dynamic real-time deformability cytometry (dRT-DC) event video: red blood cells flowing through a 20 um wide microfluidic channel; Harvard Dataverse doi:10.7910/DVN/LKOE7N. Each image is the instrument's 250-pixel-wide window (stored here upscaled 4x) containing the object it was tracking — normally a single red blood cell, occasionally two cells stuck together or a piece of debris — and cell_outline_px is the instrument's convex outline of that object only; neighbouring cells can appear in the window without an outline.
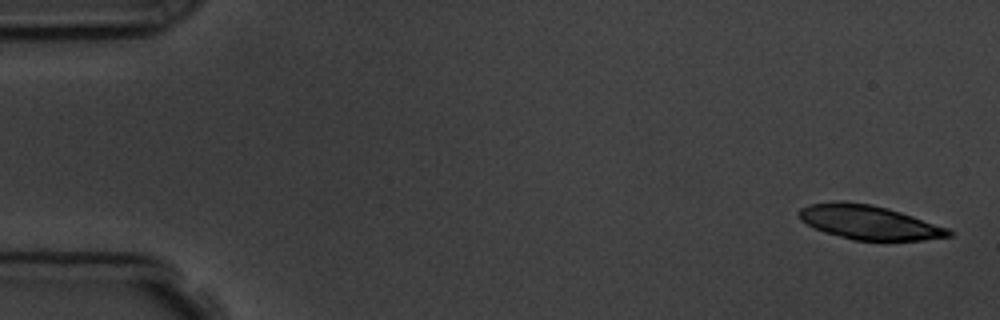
{"species": "common noctule bat (a hibernating species)", "species_latin": "Nyctalus noctula", "temperature_condition": "room temperature", "stored_images_in_passage": 6, "camera_frame_rate_fps": 3000, "um_per_image_px": 0.085, "animal": {"sex": "male", "body_mass_g": 19.5, "forearm_length_mm": 54.6}, "frame": {"image": 1, "passage_image": 1, "time_ms": 0.0, "image_size_px": [1000, 320], "cell_outline_px": [[952, 236], [924, 240], [852, 240], [824, 232], [800, 220], [800, 208], [808, 204], [844, 200], [872, 204], [888, 208], [948, 228], [952, 232]], "centroid_in_image_um": [73.85, 18.89], "position_along_channel_um": 11.1, "area_um2": 29.65}}